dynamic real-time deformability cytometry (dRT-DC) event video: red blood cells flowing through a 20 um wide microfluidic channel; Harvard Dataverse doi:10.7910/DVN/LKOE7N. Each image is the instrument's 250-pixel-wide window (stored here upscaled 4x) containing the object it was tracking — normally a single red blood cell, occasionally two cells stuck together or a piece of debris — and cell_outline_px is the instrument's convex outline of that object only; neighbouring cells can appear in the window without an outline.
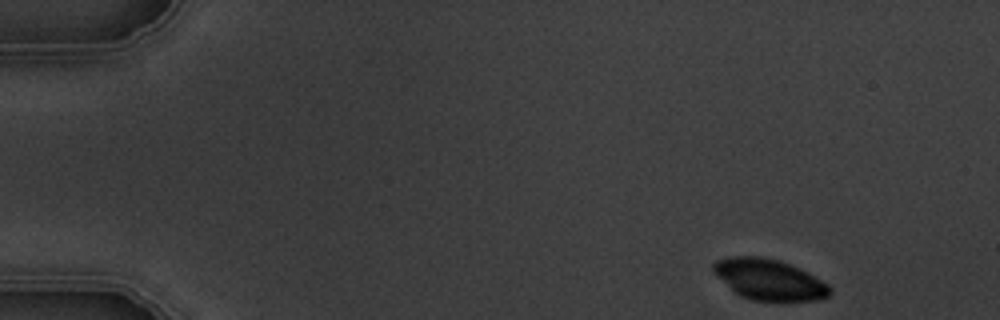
{"species": "common noctule bat (a hibernating species)", "species_latin": "Nyctalus noctula", "temperature_condition": "warm", "stored_images_in_passage": 5, "camera_frame_rate_fps": 3000, "um_per_image_px": 0.085, "animal": {"sex": "male", "body_mass_g": 19.5, "forearm_length_mm": 54.6}, "frame": {"image": 1, "passage_image": 1, "time_ms": 0.0, "image_size_px": [1000, 320], "cell_outline_px": [[832, 292], [828, 296], [816, 300], [752, 300], [740, 296], [732, 292], [712, 272], [712, 264], [716, 260], [732, 256], [760, 256], [776, 260], [800, 268], [828, 284], [832, 288]], "centroid_in_image_um": [65.32, 23.76], "position_along_channel_um": 19.7, "area_um2": 27.74}}